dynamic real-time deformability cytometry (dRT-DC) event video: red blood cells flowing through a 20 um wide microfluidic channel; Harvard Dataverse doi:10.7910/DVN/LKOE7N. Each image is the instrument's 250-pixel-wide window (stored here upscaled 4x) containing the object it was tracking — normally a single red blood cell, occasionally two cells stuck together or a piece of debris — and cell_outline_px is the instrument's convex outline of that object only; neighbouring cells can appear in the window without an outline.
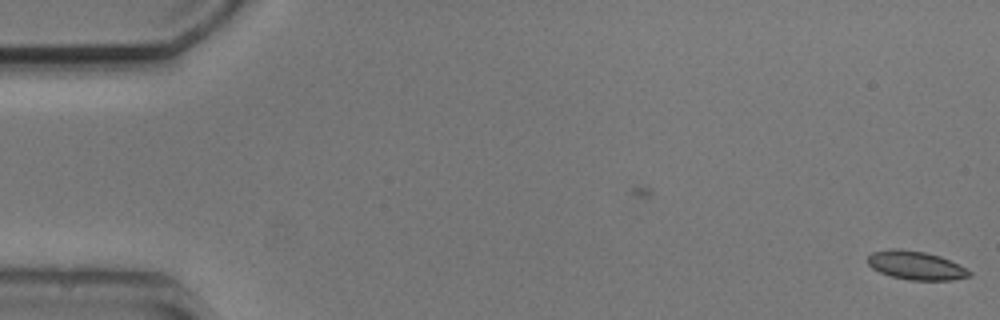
{"species": "common noctule bat (a hibernating species)", "species_latin": "Nyctalus noctula", "temperature_condition": "cold", "stored_images_in_passage": 2, "camera_frame_rate_fps": 3000, "um_per_image_px": 0.085, "animal": {"sex": "male", "body_mass_g": 20.5, "forearm_length_mm": 52.5}, "frame": {"image": 1, "passage_image": 2, "time_ms": 1.0, "image_size_px": [1000, 320], "cell_outline_px": [[972, 276], [952, 280], [908, 280], [892, 276], [880, 272], [872, 268], [868, 264], [868, 256], [872, 252], [892, 248], [900, 248], [924, 252], [940, 256], [972, 272]], "centroid_in_image_um": [77.83, 22.56], "position_along_channel_um": 7.2, "area_um2": 16.82}}